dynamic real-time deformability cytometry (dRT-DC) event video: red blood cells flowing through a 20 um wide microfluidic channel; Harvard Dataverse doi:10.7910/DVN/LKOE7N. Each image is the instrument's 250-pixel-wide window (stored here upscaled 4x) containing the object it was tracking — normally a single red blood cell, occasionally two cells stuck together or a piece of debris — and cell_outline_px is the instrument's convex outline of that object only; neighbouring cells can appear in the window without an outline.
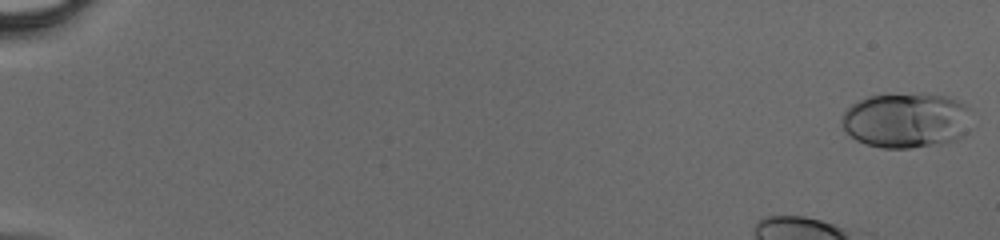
{"species": "human", "species_latin": "Homo sapiens", "temperature_condition": "cold", "stored_images_in_passage": 46, "camera_frame_rate_fps": 3000, "um_per_image_px": 0.085, "donor": {"sex": "male"}, "frame": {"image": 1, "passage_image": 1, "time_ms": 0.0, "image_size_px": [1000, 240], "cell_outline_px": [[968, 132], [964, 136], [952, 140], [908, 148], [880, 148], [864, 144], [856, 140], [840, 124], [840, 120], [844, 112], [852, 104], [868, 96], [920, 92], [924, 92], [944, 96], [956, 100], [964, 104], [968, 108]], "centroid_in_image_um": [76.99, 10.21], "position_along_channel_um": 8.0, "area_um2": 41.73}}
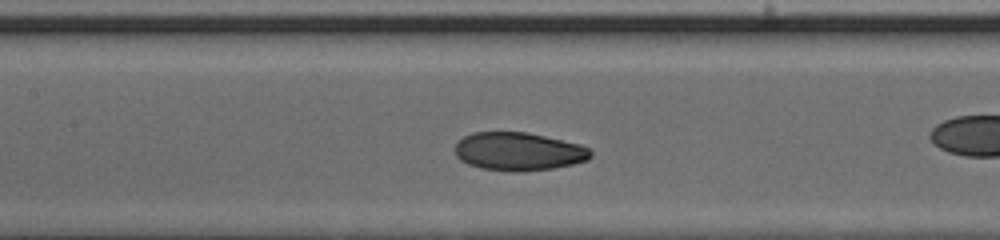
{"frame": {"image": 2, "passage_image": 22, "time_ms": 7.0, "image_size_px": [1000, 240], "cell_outline_px": [[592, 156], [588, 160], [572, 164], [552, 168], [516, 172], [480, 168], [468, 164], [460, 160], [456, 156], [456, 144], [464, 136], [472, 132], [528, 132], [580, 144], [588, 148], [592, 152]], "centroid_in_image_um": [44.08, 12.87], "position_along_channel_um": 163.3, "area_um2": 30.17}}
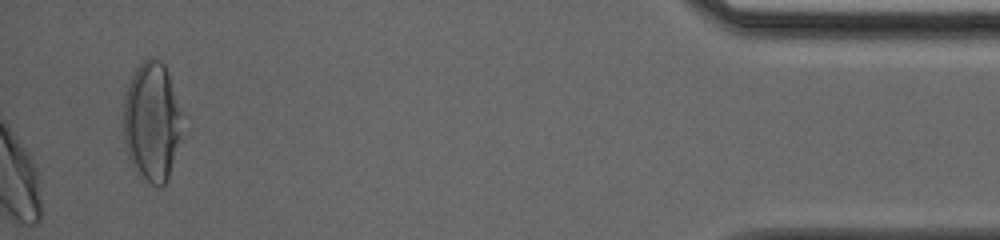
{"frame": {"image": 3, "passage_image": 46, "time_ms": 15.0, "image_size_px": [1000, 240], "cell_outline_px": [[180, 136], [168, 176], [164, 184], [160, 188], [156, 188], [132, 168], [128, 156], [124, 140], [124, 100], [128, 84], [136, 68], [148, 56], [152, 56], [160, 60], [164, 64], [180, 112]], "centroid_in_image_um": [12.86, 10.35], "position_along_channel_um": 422.3, "area_um2": 40.0}}